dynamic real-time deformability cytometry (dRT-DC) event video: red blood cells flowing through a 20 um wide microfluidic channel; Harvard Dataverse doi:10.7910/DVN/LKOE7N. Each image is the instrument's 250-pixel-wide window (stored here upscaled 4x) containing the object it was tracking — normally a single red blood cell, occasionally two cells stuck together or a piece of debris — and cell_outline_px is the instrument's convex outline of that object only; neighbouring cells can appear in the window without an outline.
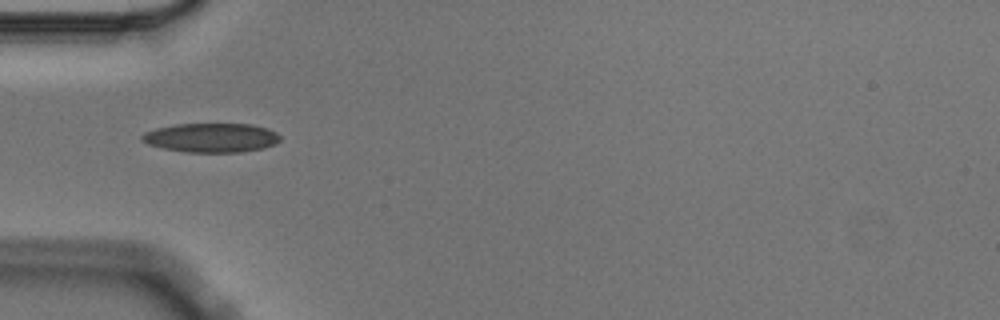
{"species": "Egyptian fruit bat (a non-hibernating species)", "species_latin": "Rousettus aegyptiacus", "temperature_condition": "cold", "stored_images_in_passage": 9, "camera_frame_rate_fps": 3000, "um_per_image_px": 0.085, "animal": {"sex": "male"}, "frame": {"image": 1, "passage_image": 4, "time_ms": 1.0, "image_size_px": [1000, 320], "cell_outline_px": [[280, 140], [276, 144], [264, 148], [240, 152], [184, 152], [164, 148], [148, 144], [140, 140], [140, 136], [144, 132], [156, 128], [176, 124], [252, 124], [268, 128], [276, 132], [280, 136]], "centroid_in_image_um": [17.96, 11.7], "position_along_channel_um": 67.0, "area_um2": 23.64}}
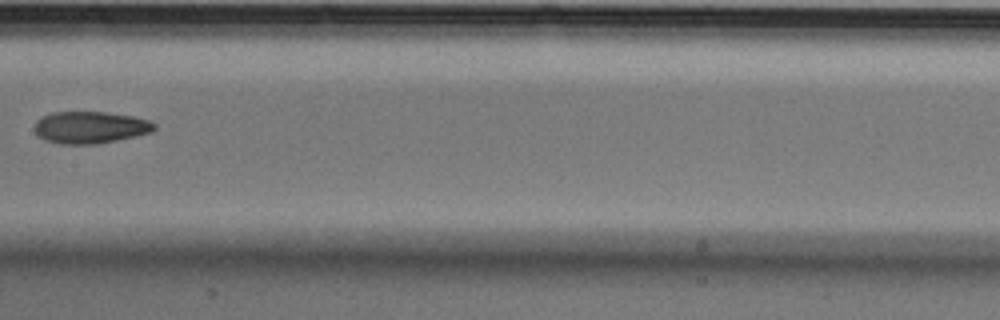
{"frame": {"image": 2, "passage_image": 7, "time_ms": 2.0, "image_size_px": [1000, 320], "cell_outline_px": [[156, 128], [148, 132], [136, 136], [96, 144], [60, 144], [44, 140], [36, 132], [36, 120], [52, 112], [104, 112], [132, 116], [148, 120], [156, 124]], "centroid_in_image_um": [7.66, 10.83], "position_along_channel_um": 199.7, "area_um2": 22.08}}
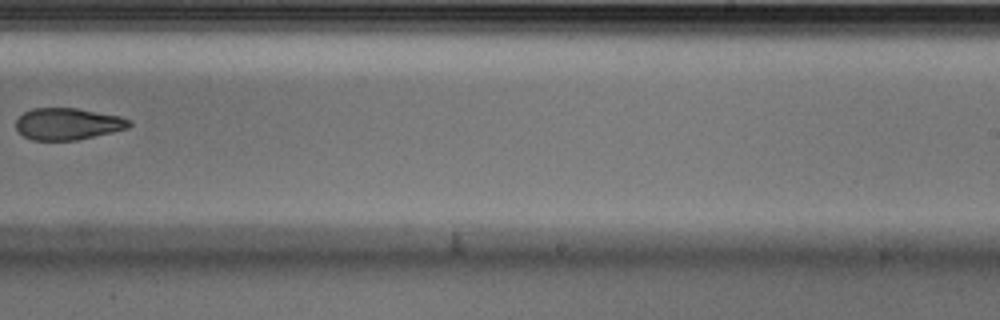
{"frame": {"image": 3, "passage_image": 9, "time_ms": 2.667, "image_size_px": [1000, 320], "cell_outline_px": [[132, 124], [128, 128], [112, 132], [76, 140], [32, 140], [24, 136], [16, 128], [16, 120], [24, 112], [32, 108], [76, 108], [120, 116], [132, 120]], "centroid_in_image_um": [5.77, 10.52], "position_along_channel_um": 283.2, "area_um2": 20.92}}